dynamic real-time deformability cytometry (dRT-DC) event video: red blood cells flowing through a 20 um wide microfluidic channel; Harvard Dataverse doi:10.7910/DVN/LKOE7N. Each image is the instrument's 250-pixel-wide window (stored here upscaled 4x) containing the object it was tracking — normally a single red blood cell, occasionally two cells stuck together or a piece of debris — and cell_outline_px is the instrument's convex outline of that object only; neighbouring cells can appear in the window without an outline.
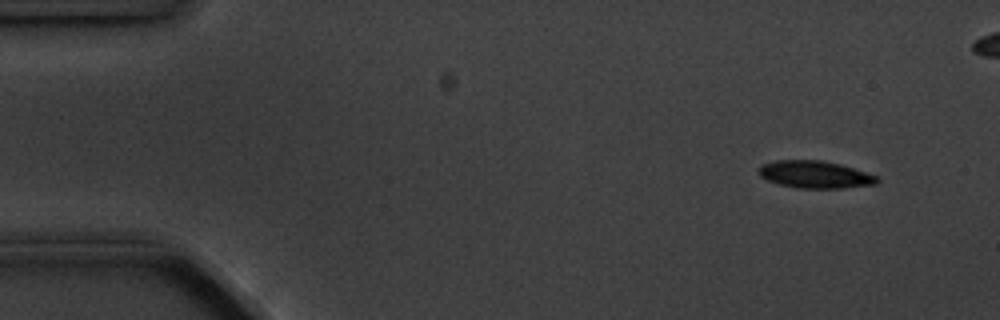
{"species": "common noctule bat (a hibernating species)", "species_latin": "Nyctalus noctula", "temperature_condition": "cold", "stored_images_in_passage": 5, "camera_frame_rate_fps": 3000, "um_per_image_px": 0.085, "animal": {"sex": "male", "body_mass_g": 20.1, "forearm_length_mm": 53.5}, "frame": {"image": 1, "passage_image": 1, "time_ms": 0.0, "image_size_px": [1000, 320], "cell_outline_px": [[880, 180], [876, 184], [844, 188], [796, 188], [780, 184], [768, 180], [760, 176], [760, 168], [764, 164], [776, 160], [820, 160], [840, 164], [876, 176]], "centroid_in_image_um": [69.29, 14.84], "position_along_channel_um": 15.7, "area_um2": 18.55}}